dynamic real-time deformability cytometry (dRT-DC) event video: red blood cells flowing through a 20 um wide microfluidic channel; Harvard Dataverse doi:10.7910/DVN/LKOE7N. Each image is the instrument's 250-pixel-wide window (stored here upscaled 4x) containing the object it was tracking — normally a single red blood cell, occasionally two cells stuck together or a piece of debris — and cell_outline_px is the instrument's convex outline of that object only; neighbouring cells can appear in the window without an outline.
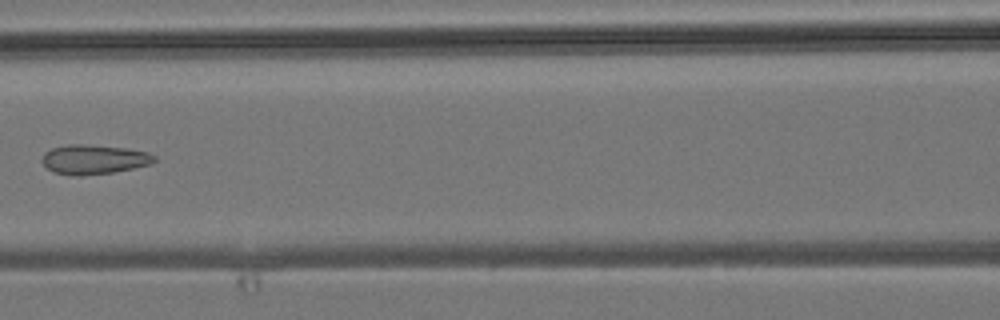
{"species": "common noctule bat (a hibernating species)", "species_latin": "Nyctalus noctula", "temperature_condition": "room temperature", "stored_images_in_passage": 6, "camera_frame_rate_fps": 3000, "um_per_image_px": 0.085, "animal": {"sex": "male", "body_mass_g": 19.2, "forearm_length_mm": 51.8}, "frame": {"image": 1, "passage_image": 5, "time_ms": 5.333, "image_size_px": [1000, 320], "cell_outline_px": [[156, 160], [148, 164], [132, 168], [112, 172], [76, 176], [72, 176], [56, 172], [48, 168], [40, 160], [44, 152], [52, 148], [68, 144], [84, 144], [124, 148], [148, 152], [156, 156]], "centroid_in_image_um": [7.94, 13.54], "position_along_channel_um": 158.7, "area_um2": 19.07}}
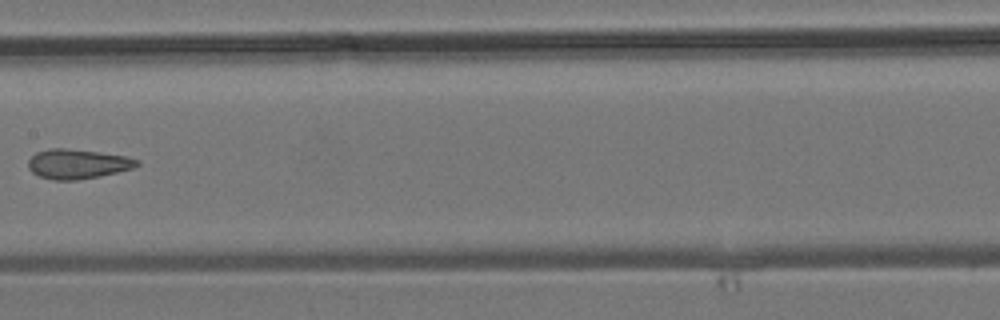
{"frame": {"image": 2, "passage_image": 6, "time_ms": 6.333, "image_size_px": [1000, 320], "cell_outline_px": [[140, 164], [132, 168], [100, 176], [76, 180], [52, 180], [40, 176], [32, 172], [28, 168], [28, 160], [36, 152], [48, 148], [64, 148], [128, 156], [140, 160]], "centroid_in_image_um": [6.58, 13.93], "position_along_channel_um": 200.8, "area_um2": 18.73}}